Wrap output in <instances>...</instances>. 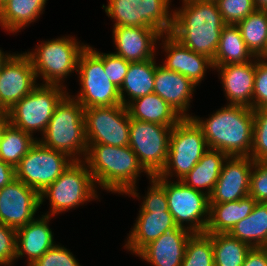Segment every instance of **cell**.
Instances as JSON below:
<instances>
[{
    "mask_svg": "<svg viewBox=\"0 0 267 266\" xmlns=\"http://www.w3.org/2000/svg\"><path fill=\"white\" fill-rule=\"evenodd\" d=\"M183 7L173 12L170 34L181 44L213 60L221 32L226 25L216 1L183 0Z\"/></svg>",
    "mask_w": 267,
    "mask_h": 266,
    "instance_id": "cell-1",
    "label": "cell"
},
{
    "mask_svg": "<svg viewBox=\"0 0 267 266\" xmlns=\"http://www.w3.org/2000/svg\"><path fill=\"white\" fill-rule=\"evenodd\" d=\"M84 162L92 174L95 184L114 193L139 197L136 180L144 171L134 151L127 146L114 147L103 144H88Z\"/></svg>",
    "mask_w": 267,
    "mask_h": 266,
    "instance_id": "cell-2",
    "label": "cell"
},
{
    "mask_svg": "<svg viewBox=\"0 0 267 266\" xmlns=\"http://www.w3.org/2000/svg\"><path fill=\"white\" fill-rule=\"evenodd\" d=\"M201 128L209 149L228 156H250L253 146L254 112L241 105H227L211 117L201 120L191 116Z\"/></svg>",
    "mask_w": 267,
    "mask_h": 266,
    "instance_id": "cell-3",
    "label": "cell"
},
{
    "mask_svg": "<svg viewBox=\"0 0 267 266\" xmlns=\"http://www.w3.org/2000/svg\"><path fill=\"white\" fill-rule=\"evenodd\" d=\"M71 97L66 93L56 105L43 138L39 141L50 149L67 154L74 161H81L80 154L85 158L88 149L85 109Z\"/></svg>",
    "mask_w": 267,
    "mask_h": 266,
    "instance_id": "cell-4",
    "label": "cell"
},
{
    "mask_svg": "<svg viewBox=\"0 0 267 266\" xmlns=\"http://www.w3.org/2000/svg\"><path fill=\"white\" fill-rule=\"evenodd\" d=\"M207 150L201 128L192 118H182L171 130L167 161L158 176L183 179Z\"/></svg>",
    "mask_w": 267,
    "mask_h": 266,
    "instance_id": "cell-5",
    "label": "cell"
},
{
    "mask_svg": "<svg viewBox=\"0 0 267 266\" xmlns=\"http://www.w3.org/2000/svg\"><path fill=\"white\" fill-rule=\"evenodd\" d=\"M95 182L83 160L74 161L51 185L40 194V206L49 197L51 210L47 216L78 207L97 197Z\"/></svg>",
    "mask_w": 267,
    "mask_h": 266,
    "instance_id": "cell-6",
    "label": "cell"
},
{
    "mask_svg": "<svg viewBox=\"0 0 267 266\" xmlns=\"http://www.w3.org/2000/svg\"><path fill=\"white\" fill-rule=\"evenodd\" d=\"M93 49L87 45L79 56L76 72L79 73L81 89L74 98L84 109L121 105L119 88L104 71L103 53Z\"/></svg>",
    "mask_w": 267,
    "mask_h": 266,
    "instance_id": "cell-7",
    "label": "cell"
},
{
    "mask_svg": "<svg viewBox=\"0 0 267 266\" xmlns=\"http://www.w3.org/2000/svg\"><path fill=\"white\" fill-rule=\"evenodd\" d=\"M79 43L73 36L63 37L45 41L34 52H26L36 77L41 75L45 84L61 86L64 78L77 71L79 56L86 48Z\"/></svg>",
    "mask_w": 267,
    "mask_h": 266,
    "instance_id": "cell-8",
    "label": "cell"
},
{
    "mask_svg": "<svg viewBox=\"0 0 267 266\" xmlns=\"http://www.w3.org/2000/svg\"><path fill=\"white\" fill-rule=\"evenodd\" d=\"M63 88L66 89L63 85H37L7 111L10 124L31 135L36 130L44 134L56 105L66 95Z\"/></svg>",
    "mask_w": 267,
    "mask_h": 266,
    "instance_id": "cell-9",
    "label": "cell"
},
{
    "mask_svg": "<svg viewBox=\"0 0 267 266\" xmlns=\"http://www.w3.org/2000/svg\"><path fill=\"white\" fill-rule=\"evenodd\" d=\"M154 177L165 187L169 212L175 224L191 233H205L209 221V196L180 180L171 182L158 175ZM184 222H188L189 227H185Z\"/></svg>",
    "mask_w": 267,
    "mask_h": 266,
    "instance_id": "cell-10",
    "label": "cell"
},
{
    "mask_svg": "<svg viewBox=\"0 0 267 266\" xmlns=\"http://www.w3.org/2000/svg\"><path fill=\"white\" fill-rule=\"evenodd\" d=\"M171 0H109L103 5L108 17L116 22L114 27H151L162 35L170 33L173 13H169Z\"/></svg>",
    "mask_w": 267,
    "mask_h": 266,
    "instance_id": "cell-11",
    "label": "cell"
},
{
    "mask_svg": "<svg viewBox=\"0 0 267 266\" xmlns=\"http://www.w3.org/2000/svg\"><path fill=\"white\" fill-rule=\"evenodd\" d=\"M74 162L67 154L37 140L15 167V177L39 194Z\"/></svg>",
    "mask_w": 267,
    "mask_h": 266,
    "instance_id": "cell-12",
    "label": "cell"
},
{
    "mask_svg": "<svg viewBox=\"0 0 267 266\" xmlns=\"http://www.w3.org/2000/svg\"><path fill=\"white\" fill-rule=\"evenodd\" d=\"M172 128L131 119L129 147L151 176L158 175L166 164Z\"/></svg>",
    "mask_w": 267,
    "mask_h": 266,
    "instance_id": "cell-13",
    "label": "cell"
},
{
    "mask_svg": "<svg viewBox=\"0 0 267 266\" xmlns=\"http://www.w3.org/2000/svg\"><path fill=\"white\" fill-rule=\"evenodd\" d=\"M88 144L129 145L131 117L127 106L89 107L84 110Z\"/></svg>",
    "mask_w": 267,
    "mask_h": 266,
    "instance_id": "cell-14",
    "label": "cell"
},
{
    "mask_svg": "<svg viewBox=\"0 0 267 266\" xmlns=\"http://www.w3.org/2000/svg\"><path fill=\"white\" fill-rule=\"evenodd\" d=\"M36 78L29 56L12 54L0 72V111H9L29 94L37 86Z\"/></svg>",
    "mask_w": 267,
    "mask_h": 266,
    "instance_id": "cell-15",
    "label": "cell"
},
{
    "mask_svg": "<svg viewBox=\"0 0 267 266\" xmlns=\"http://www.w3.org/2000/svg\"><path fill=\"white\" fill-rule=\"evenodd\" d=\"M40 207L39 193L14 179L0 189V223L18 229L33 221Z\"/></svg>",
    "mask_w": 267,
    "mask_h": 266,
    "instance_id": "cell-16",
    "label": "cell"
},
{
    "mask_svg": "<svg viewBox=\"0 0 267 266\" xmlns=\"http://www.w3.org/2000/svg\"><path fill=\"white\" fill-rule=\"evenodd\" d=\"M253 164L249 156H228L209 195V203L232 202L248 196Z\"/></svg>",
    "mask_w": 267,
    "mask_h": 266,
    "instance_id": "cell-17",
    "label": "cell"
},
{
    "mask_svg": "<svg viewBox=\"0 0 267 266\" xmlns=\"http://www.w3.org/2000/svg\"><path fill=\"white\" fill-rule=\"evenodd\" d=\"M161 33L151 27L119 26L113 28L114 54L128 62L155 58V43Z\"/></svg>",
    "mask_w": 267,
    "mask_h": 266,
    "instance_id": "cell-18",
    "label": "cell"
},
{
    "mask_svg": "<svg viewBox=\"0 0 267 266\" xmlns=\"http://www.w3.org/2000/svg\"><path fill=\"white\" fill-rule=\"evenodd\" d=\"M192 234L175 224L145 246L137 256L153 266H180L185 256L186 244Z\"/></svg>",
    "mask_w": 267,
    "mask_h": 266,
    "instance_id": "cell-19",
    "label": "cell"
},
{
    "mask_svg": "<svg viewBox=\"0 0 267 266\" xmlns=\"http://www.w3.org/2000/svg\"><path fill=\"white\" fill-rule=\"evenodd\" d=\"M163 48L167 52V57L164 61V66L167 70L175 71L186 76L194 85H198L205 76L206 68H214L212 60L207 56L195 53L170 33L161 35Z\"/></svg>",
    "mask_w": 267,
    "mask_h": 266,
    "instance_id": "cell-20",
    "label": "cell"
},
{
    "mask_svg": "<svg viewBox=\"0 0 267 266\" xmlns=\"http://www.w3.org/2000/svg\"><path fill=\"white\" fill-rule=\"evenodd\" d=\"M253 62L213 66L220 73L223 89L229 105H241L253 109V92L256 71ZM221 70V71H220Z\"/></svg>",
    "mask_w": 267,
    "mask_h": 266,
    "instance_id": "cell-21",
    "label": "cell"
},
{
    "mask_svg": "<svg viewBox=\"0 0 267 266\" xmlns=\"http://www.w3.org/2000/svg\"><path fill=\"white\" fill-rule=\"evenodd\" d=\"M195 87L186 76L156 65L153 93L165 100L182 118H191L186 112Z\"/></svg>",
    "mask_w": 267,
    "mask_h": 266,
    "instance_id": "cell-22",
    "label": "cell"
},
{
    "mask_svg": "<svg viewBox=\"0 0 267 266\" xmlns=\"http://www.w3.org/2000/svg\"><path fill=\"white\" fill-rule=\"evenodd\" d=\"M41 216L17 229L16 258L27 255L28 266L34 264L55 245L48 226L51 218L47 215Z\"/></svg>",
    "mask_w": 267,
    "mask_h": 266,
    "instance_id": "cell-23",
    "label": "cell"
},
{
    "mask_svg": "<svg viewBox=\"0 0 267 266\" xmlns=\"http://www.w3.org/2000/svg\"><path fill=\"white\" fill-rule=\"evenodd\" d=\"M175 225L169 210L139 211L125 249L137 255L145 246L158 239L166 229Z\"/></svg>",
    "mask_w": 267,
    "mask_h": 266,
    "instance_id": "cell-24",
    "label": "cell"
},
{
    "mask_svg": "<svg viewBox=\"0 0 267 266\" xmlns=\"http://www.w3.org/2000/svg\"><path fill=\"white\" fill-rule=\"evenodd\" d=\"M256 203L249 195L237 201L210 203L205 233H229L240 220L250 215Z\"/></svg>",
    "mask_w": 267,
    "mask_h": 266,
    "instance_id": "cell-25",
    "label": "cell"
},
{
    "mask_svg": "<svg viewBox=\"0 0 267 266\" xmlns=\"http://www.w3.org/2000/svg\"><path fill=\"white\" fill-rule=\"evenodd\" d=\"M127 109L131 119L152 122L164 126H175L182 117L159 95L151 93L128 100Z\"/></svg>",
    "mask_w": 267,
    "mask_h": 266,
    "instance_id": "cell-26",
    "label": "cell"
},
{
    "mask_svg": "<svg viewBox=\"0 0 267 266\" xmlns=\"http://www.w3.org/2000/svg\"><path fill=\"white\" fill-rule=\"evenodd\" d=\"M227 157L226 153L208 148L194 168L180 181L188 187L205 192L209 196ZM202 188H206V191Z\"/></svg>",
    "mask_w": 267,
    "mask_h": 266,
    "instance_id": "cell-27",
    "label": "cell"
},
{
    "mask_svg": "<svg viewBox=\"0 0 267 266\" xmlns=\"http://www.w3.org/2000/svg\"><path fill=\"white\" fill-rule=\"evenodd\" d=\"M155 70L156 62L154 58L140 62H130L127 74L119 88L120 99L124 106L128 105L124 92L127 93L131 101L153 93Z\"/></svg>",
    "mask_w": 267,
    "mask_h": 266,
    "instance_id": "cell-28",
    "label": "cell"
},
{
    "mask_svg": "<svg viewBox=\"0 0 267 266\" xmlns=\"http://www.w3.org/2000/svg\"><path fill=\"white\" fill-rule=\"evenodd\" d=\"M47 0H8L0 9V25L12 33L38 19Z\"/></svg>",
    "mask_w": 267,
    "mask_h": 266,
    "instance_id": "cell-29",
    "label": "cell"
},
{
    "mask_svg": "<svg viewBox=\"0 0 267 266\" xmlns=\"http://www.w3.org/2000/svg\"><path fill=\"white\" fill-rule=\"evenodd\" d=\"M229 234L252 248L267 247V203H256L250 215L240 220Z\"/></svg>",
    "mask_w": 267,
    "mask_h": 266,
    "instance_id": "cell-30",
    "label": "cell"
},
{
    "mask_svg": "<svg viewBox=\"0 0 267 266\" xmlns=\"http://www.w3.org/2000/svg\"><path fill=\"white\" fill-rule=\"evenodd\" d=\"M251 58L255 57L247 49L237 25L226 24L222 29L218 49L212 60L213 66L246 63L253 61Z\"/></svg>",
    "mask_w": 267,
    "mask_h": 266,
    "instance_id": "cell-31",
    "label": "cell"
},
{
    "mask_svg": "<svg viewBox=\"0 0 267 266\" xmlns=\"http://www.w3.org/2000/svg\"><path fill=\"white\" fill-rule=\"evenodd\" d=\"M247 49L256 58L266 51L267 44V11L256 9L236 24Z\"/></svg>",
    "mask_w": 267,
    "mask_h": 266,
    "instance_id": "cell-32",
    "label": "cell"
},
{
    "mask_svg": "<svg viewBox=\"0 0 267 266\" xmlns=\"http://www.w3.org/2000/svg\"><path fill=\"white\" fill-rule=\"evenodd\" d=\"M212 239L215 266H242L252 247L229 233L209 234Z\"/></svg>",
    "mask_w": 267,
    "mask_h": 266,
    "instance_id": "cell-33",
    "label": "cell"
},
{
    "mask_svg": "<svg viewBox=\"0 0 267 266\" xmlns=\"http://www.w3.org/2000/svg\"><path fill=\"white\" fill-rule=\"evenodd\" d=\"M32 136L9 124L0 140V160L15 168L37 141Z\"/></svg>",
    "mask_w": 267,
    "mask_h": 266,
    "instance_id": "cell-34",
    "label": "cell"
},
{
    "mask_svg": "<svg viewBox=\"0 0 267 266\" xmlns=\"http://www.w3.org/2000/svg\"><path fill=\"white\" fill-rule=\"evenodd\" d=\"M180 266H215L211 236L207 233H193L187 244Z\"/></svg>",
    "mask_w": 267,
    "mask_h": 266,
    "instance_id": "cell-35",
    "label": "cell"
},
{
    "mask_svg": "<svg viewBox=\"0 0 267 266\" xmlns=\"http://www.w3.org/2000/svg\"><path fill=\"white\" fill-rule=\"evenodd\" d=\"M253 112V146L249 157L254 161H267V106Z\"/></svg>",
    "mask_w": 267,
    "mask_h": 266,
    "instance_id": "cell-36",
    "label": "cell"
},
{
    "mask_svg": "<svg viewBox=\"0 0 267 266\" xmlns=\"http://www.w3.org/2000/svg\"><path fill=\"white\" fill-rule=\"evenodd\" d=\"M216 2L225 24L236 25L256 10L253 0H217Z\"/></svg>",
    "mask_w": 267,
    "mask_h": 266,
    "instance_id": "cell-37",
    "label": "cell"
},
{
    "mask_svg": "<svg viewBox=\"0 0 267 266\" xmlns=\"http://www.w3.org/2000/svg\"><path fill=\"white\" fill-rule=\"evenodd\" d=\"M249 196L257 203H267V161H254Z\"/></svg>",
    "mask_w": 267,
    "mask_h": 266,
    "instance_id": "cell-38",
    "label": "cell"
},
{
    "mask_svg": "<svg viewBox=\"0 0 267 266\" xmlns=\"http://www.w3.org/2000/svg\"><path fill=\"white\" fill-rule=\"evenodd\" d=\"M253 110L267 106V59H256Z\"/></svg>",
    "mask_w": 267,
    "mask_h": 266,
    "instance_id": "cell-39",
    "label": "cell"
},
{
    "mask_svg": "<svg viewBox=\"0 0 267 266\" xmlns=\"http://www.w3.org/2000/svg\"><path fill=\"white\" fill-rule=\"evenodd\" d=\"M31 266H81L65 247L54 245Z\"/></svg>",
    "mask_w": 267,
    "mask_h": 266,
    "instance_id": "cell-40",
    "label": "cell"
},
{
    "mask_svg": "<svg viewBox=\"0 0 267 266\" xmlns=\"http://www.w3.org/2000/svg\"><path fill=\"white\" fill-rule=\"evenodd\" d=\"M17 230L0 223V265L16 260Z\"/></svg>",
    "mask_w": 267,
    "mask_h": 266,
    "instance_id": "cell-41",
    "label": "cell"
},
{
    "mask_svg": "<svg viewBox=\"0 0 267 266\" xmlns=\"http://www.w3.org/2000/svg\"><path fill=\"white\" fill-rule=\"evenodd\" d=\"M130 62L114 53H103V67L109 80L118 88L121 87L127 74Z\"/></svg>",
    "mask_w": 267,
    "mask_h": 266,
    "instance_id": "cell-42",
    "label": "cell"
},
{
    "mask_svg": "<svg viewBox=\"0 0 267 266\" xmlns=\"http://www.w3.org/2000/svg\"><path fill=\"white\" fill-rule=\"evenodd\" d=\"M151 180V188L144 197L140 211L169 210L165 187L154 177Z\"/></svg>",
    "mask_w": 267,
    "mask_h": 266,
    "instance_id": "cell-43",
    "label": "cell"
},
{
    "mask_svg": "<svg viewBox=\"0 0 267 266\" xmlns=\"http://www.w3.org/2000/svg\"><path fill=\"white\" fill-rule=\"evenodd\" d=\"M242 266H267V247L252 248Z\"/></svg>",
    "mask_w": 267,
    "mask_h": 266,
    "instance_id": "cell-44",
    "label": "cell"
},
{
    "mask_svg": "<svg viewBox=\"0 0 267 266\" xmlns=\"http://www.w3.org/2000/svg\"><path fill=\"white\" fill-rule=\"evenodd\" d=\"M14 179H16L15 168L0 160V189L10 184Z\"/></svg>",
    "mask_w": 267,
    "mask_h": 266,
    "instance_id": "cell-45",
    "label": "cell"
},
{
    "mask_svg": "<svg viewBox=\"0 0 267 266\" xmlns=\"http://www.w3.org/2000/svg\"><path fill=\"white\" fill-rule=\"evenodd\" d=\"M10 124L9 116L7 112L0 111V140L7 126Z\"/></svg>",
    "mask_w": 267,
    "mask_h": 266,
    "instance_id": "cell-46",
    "label": "cell"
},
{
    "mask_svg": "<svg viewBox=\"0 0 267 266\" xmlns=\"http://www.w3.org/2000/svg\"><path fill=\"white\" fill-rule=\"evenodd\" d=\"M255 8L267 11V0H253Z\"/></svg>",
    "mask_w": 267,
    "mask_h": 266,
    "instance_id": "cell-47",
    "label": "cell"
},
{
    "mask_svg": "<svg viewBox=\"0 0 267 266\" xmlns=\"http://www.w3.org/2000/svg\"><path fill=\"white\" fill-rule=\"evenodd\" d=\"M11 56V54H5L2 52V50L0 49V72L2 69V66L4 65V63L7 61V59Z\"/></svg>",
    "mask_w": 267,
    "mask_h": 266,
    "instance_id": "cell-48",
    "label": "cell"
},
{
    "mask_svg": "<svg viewBox=\"0 0 267 266\" xmlns=\"http://www.w3.org/2000/svg\"><path fill=\"white\" fill-rule=\"evenodd\" d=\"M8 0H0V9L4 6V4L7 2Z\"/></svg>",
    "mask_w": 267,
    "mask_h": 266,
    "instance_id": "cell-49",
    "label": "cell"
},
{
    "mask_svg": "<svg viewBox=\"0 0 267 266\" xmlns=\"http://www.w3.org/2000/svg\"><path fill=\"white\" fill-rule=\"evenodd\" d=\"M260 58L267 59V44H266V51Z\"/></svg>",
    "mask_w": 267,
    "mask_h": 266,
    "instance_id": "cell-50",
    "label": "cell"
}]
</instances>
